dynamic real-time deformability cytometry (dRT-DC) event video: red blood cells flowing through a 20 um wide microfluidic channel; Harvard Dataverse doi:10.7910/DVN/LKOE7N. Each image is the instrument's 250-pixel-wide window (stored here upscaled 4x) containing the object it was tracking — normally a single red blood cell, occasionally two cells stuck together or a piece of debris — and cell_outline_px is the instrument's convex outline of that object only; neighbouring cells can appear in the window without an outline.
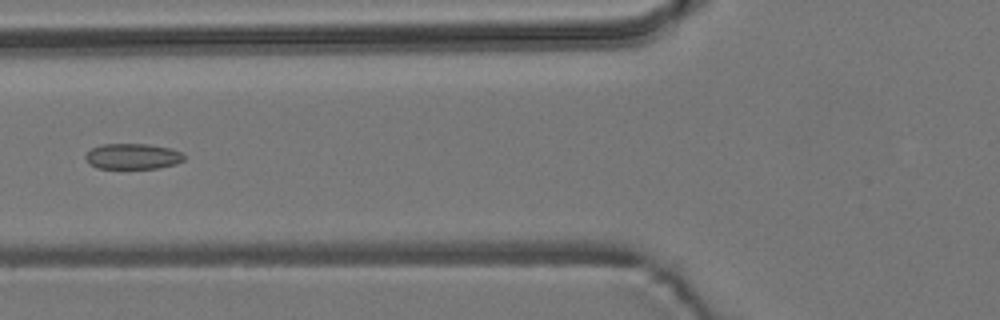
{"species": "common noctule bat (a hibernating species)", "species_latin": "Nyctalus noctula", "temperature_condition": "room temperature", "stored_images_in_passage": 6, "camera_frame_rate_fps": 3000, "um_per_image_px": 0.085, "animal": {"sex": "male", "body_mass_g": 19.2, "forearm_length_mm": 51.8}, "frame": {"image": 1, "passage_image": 5, "time_ms": 5.333, "image_size_px": [1000, 320], "cell_outline_px": [[184, 160], [176, 164], [156, 168], [96, 168], [84, 156], [92, 148], [104, 144], [148, 144], [172, 148], [180, 152], [184, 156]], "centroid_in_image_um": [11.31, 13.28], "position_along_channel_um": 114.5, "area_um2": 14.57}}
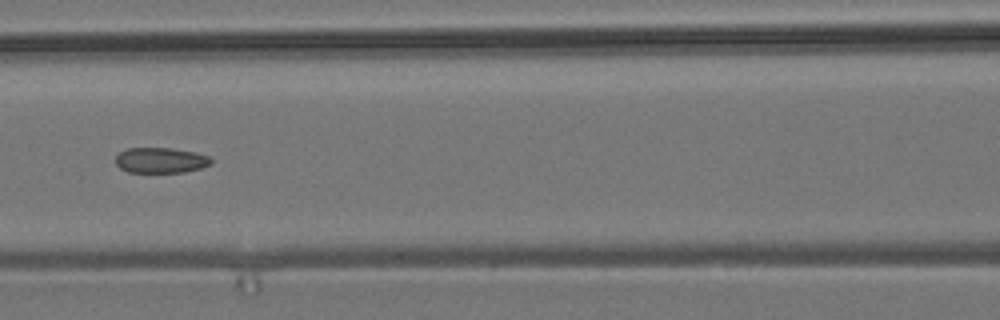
{"frame": {"image": 2, "passage_image": 6, "time_ms": 6.333, "image_size_px": [1000, 320], "cell_outline_px": [[212, 164], [200, 168], [184, 172], [128, 172], [120, 168], [116, 164], [116, 156], [120, 152], [128, 148], [172, 148], [196, 152], [208, 156], [212, 160]], "centroid_in_image_um": [13.67, 13.62], "position_along_channel_um": 152.9, "area_um2": 14.16}}